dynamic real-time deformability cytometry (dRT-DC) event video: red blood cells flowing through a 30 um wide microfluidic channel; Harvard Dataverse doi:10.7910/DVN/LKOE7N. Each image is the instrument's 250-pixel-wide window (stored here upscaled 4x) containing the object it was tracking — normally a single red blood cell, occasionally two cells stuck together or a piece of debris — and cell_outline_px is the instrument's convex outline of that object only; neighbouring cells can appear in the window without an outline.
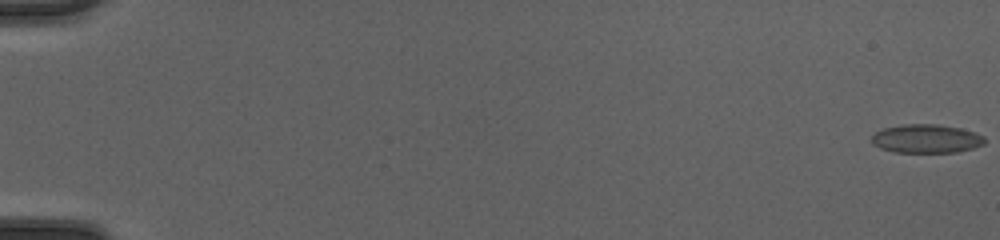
{"species": "common noctule bat (a hibernating species)", "species_latin": "Nyctalus noctula", "temperature_condition": "cold", "stored_images_in_passage": 17, "camera_frame_rate_fps": 3000, "um_per_image_px": 0.085, "animal": {"sex": "female", "body_mass_g": 20.0, "forearm_length_mm": 54.0}, "frame": {"image": 1, "passage_image": 1, "time_ms": 0.0, "image_size_px": [1000, 240], "cell_outline_px": [[984, 144], [972, 148], [956, 152], [896, 152], [880, 148], [872, 144], [872, 136], [876, 132], [884, 128], [904, 124], [936, 124], [960, 128], [984, 136]], "centroid_in_image_um": [78.72, 11.79], "position_along_channel_um": 6.3, "area_um2": 18.67}}
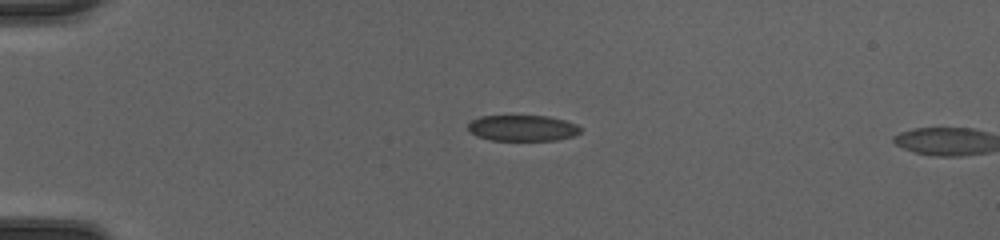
{"frame": {"image": 2, "passage_image": 15, "time_ms": 4.667, "image_size_px": [1000, 240], "cell_outline_px": [[580, 132], [572, 136], [556, 140], [492, 140], [476, 136], [468, 128], [468, 124], [472, 120], [480, 116], [548, 116], [564, 120], [576, 124], [580, 128]], "centroid_in_image_um": [44.41, 10.88], "position_along_channel_um": 40.6, "area_um2": 16.82}}